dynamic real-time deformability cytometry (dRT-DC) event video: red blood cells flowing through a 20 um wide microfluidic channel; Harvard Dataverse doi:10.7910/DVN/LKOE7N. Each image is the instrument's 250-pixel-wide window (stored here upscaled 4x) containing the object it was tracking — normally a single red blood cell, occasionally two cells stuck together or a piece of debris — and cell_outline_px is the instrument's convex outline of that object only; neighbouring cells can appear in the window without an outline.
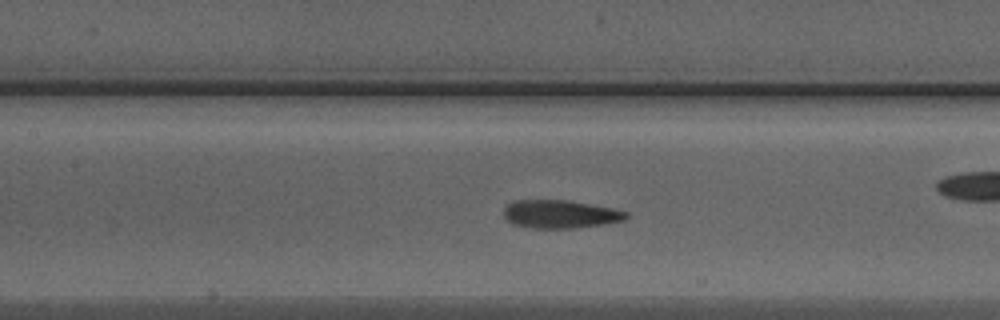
{"species": "Egyptian fruit bat (a non-hibernating species)", "species_latin": "Rousettus aegyptiacus", "temperature_condition": "warm", "stored_images_in_passage": 46, "camera_frame_rate_fps": 3000, "um_per_image_px": 0.085, "animal": {"sex": "male"}, "frame": {"image": 1, "passage_image": 20, "time_ms": 6.333, "image_size_px": [1000, 320], "cell_outline_px": [[628, 216], [624, 220], [604, 224], [572, 228], [528, 228], [512, 224], [504, 216], [504, 208], [512, 200], [564, 200], [612, 208], [628, 212]], "centroid_in_image_um": [47.58, 18.2], "position_along_channel_um": 159.8, "area_um2": 20.0}}